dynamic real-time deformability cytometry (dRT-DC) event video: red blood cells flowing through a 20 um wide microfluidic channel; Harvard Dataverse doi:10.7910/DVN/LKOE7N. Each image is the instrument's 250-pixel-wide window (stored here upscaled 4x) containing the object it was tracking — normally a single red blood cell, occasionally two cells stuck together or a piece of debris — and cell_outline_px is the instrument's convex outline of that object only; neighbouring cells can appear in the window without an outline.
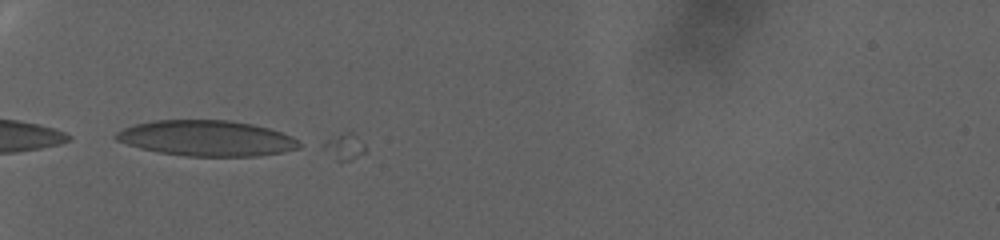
{"species": "human", "species_latin": "Homo sapiens", "temperature_condition": "warm", "stored_images_in_passage": 2, "camera_frame_rate_fps": 3000, "um_per_image_px": 0.085, "donor": {"sex": "female"}, "frame": {"image": 1, "passage_image": 1, "time_ms": 0.0, "image_size_px": [1000, 240], "cell_outline_px": [[300, 148], [280, 152], [256, 156], [188, 156], [160, 152], [140, 148], [116, 140], [112, 136], [116, 132], [124, 128], [136, 124], [156, 120], [228, 120], [252, 124], [268, 128], [292, 136], [300, 144]], "centroid_in_image_um": [17.54, 11.75], "position_along_channel_um": 67.5, "area_um2": 37.74}}